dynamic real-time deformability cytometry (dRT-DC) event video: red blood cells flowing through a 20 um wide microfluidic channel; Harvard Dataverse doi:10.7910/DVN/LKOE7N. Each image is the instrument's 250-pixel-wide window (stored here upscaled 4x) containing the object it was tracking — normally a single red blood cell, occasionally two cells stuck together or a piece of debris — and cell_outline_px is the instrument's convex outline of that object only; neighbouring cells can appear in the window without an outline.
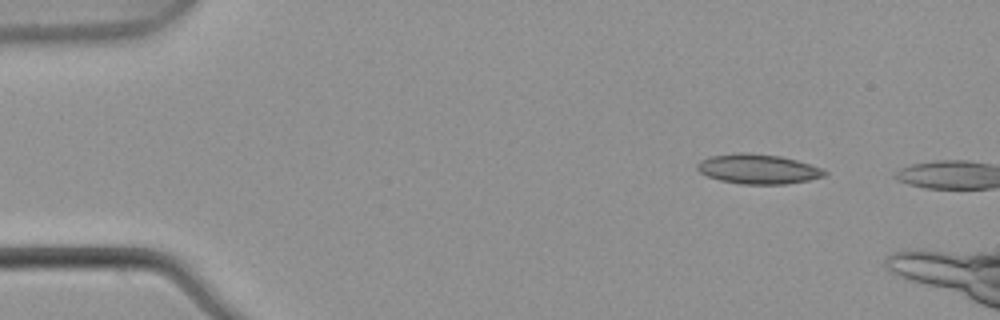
{"species": "common noctule bat (a hibernating species)", "species_latin": "Nyctalus noctula", "temperature_condition": "warm", "stored_images_in_passage": 2, "camera_frame_rate_fps": 3000, "um_per_image_px": 0.085, "animal": {"sex": "male", "body_mass_g": 21.5, "forearm_length_mm": 52.0}, "frame": {"image": 1, "passage_image": 1, "time_ms": 0.0, "image_size_px": [1000, 320], "cell_outline_px": [[828, 172], [824, 176], [808, 180], [784, 184], [740, 184], [720, 180], [708, 176], [700, 172], [696, 168], [696, 164], [700, 160], [712, 156], [736, 152], [748, 152], [780, 156], [796, 160], [820, 168]], "centroid_in_image_um": [64.39, 14.36], "position_along_channel_um": 20.6, "area_um2": 21.96}}